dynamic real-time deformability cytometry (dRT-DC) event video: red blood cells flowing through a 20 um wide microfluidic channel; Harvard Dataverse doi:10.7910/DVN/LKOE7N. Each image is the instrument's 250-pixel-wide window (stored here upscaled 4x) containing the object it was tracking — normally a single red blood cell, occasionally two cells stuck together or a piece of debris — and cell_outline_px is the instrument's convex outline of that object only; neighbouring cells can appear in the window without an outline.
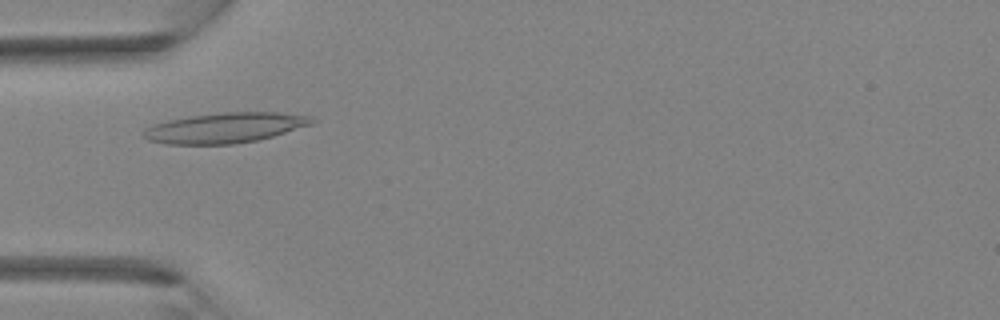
{"species": "Egyptian fruit bat (a non-hibernating species)", "species_latin": "Rousettus aegyptiacus", "temperature_condition": "room temperature", "stored_images_in_passage": 37, "camera_frame_rate_fps": 3000, "um_per_image_px": 0.085, "animal": {"sex": "female"}, "frame": {"image": 1, "passage_image": 10, "time_ms": 3.0, "image_size_px": [1000, 320], "cell_outline_px": [[316, 120], [312, 124], [272, 136], [256, 140], [232, 144], [168, 144], [148, 140], [140, 132], [144, 128], [152, 124], [168, 120], [192, 116], [224, 112], [276, 112], [312, 116]], "centroid_in_image_um": [19.1, 10.86], "position_along_channel_um": 65.9, "area_um2": 29.54}}
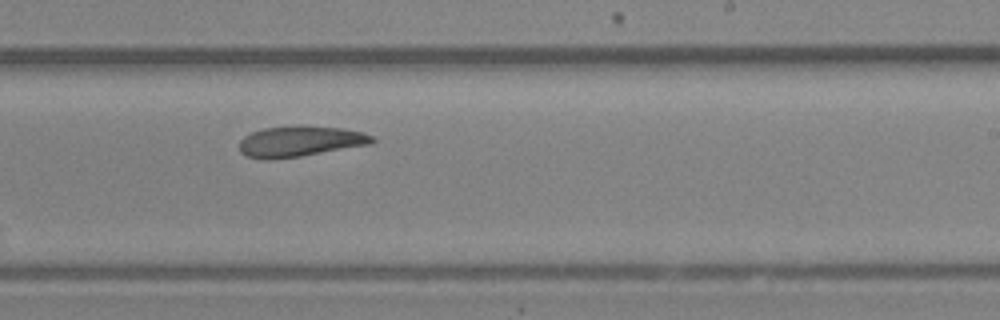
{"frame": {"image": 2, "passage_image": 22, "time_ms": 7.0, "image_size_px": [1000, 320], "cell_outline_px": [[376, 140], [372, 144], [300, 156], [268, 160], [248, 156], [240, 152], [240, 140], [244, 136], [252, 132], [264, 128], [300, 124], [344, 128], [364, 132], [372, 136]], "centroid_in_image_um": [25.53, 11.99], "position_along_channel_um": 263.5, "area_um2": 24.04}}
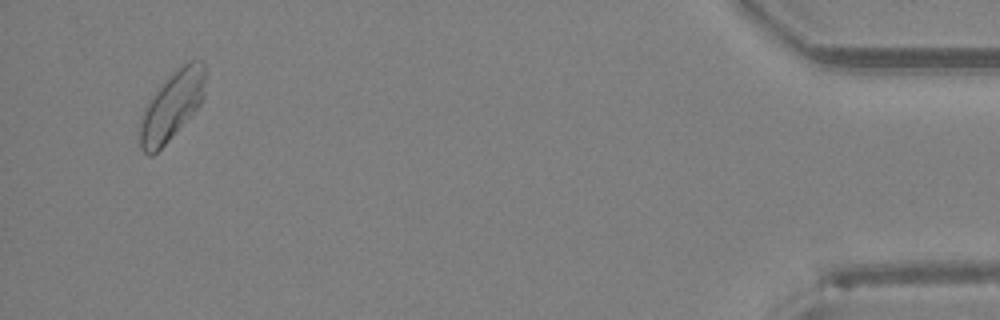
{"frame": {"image": 3, "passage_image": 36, "time_ms": 11.667, "image_size_px": [1000, 320], "cell_outline_px": [[204, 96], [200, 104], [168, 140], [152, 156], [148, 156], [140, 148], [140, 116], [144, 104], [160, 84], [172, 72], [188, 60], [200, 60], [204, 64]], "centroid_in_image_um": [14.56, 8.96], "position_along_channel_um": 420.6, "area_um2": 26.07}}